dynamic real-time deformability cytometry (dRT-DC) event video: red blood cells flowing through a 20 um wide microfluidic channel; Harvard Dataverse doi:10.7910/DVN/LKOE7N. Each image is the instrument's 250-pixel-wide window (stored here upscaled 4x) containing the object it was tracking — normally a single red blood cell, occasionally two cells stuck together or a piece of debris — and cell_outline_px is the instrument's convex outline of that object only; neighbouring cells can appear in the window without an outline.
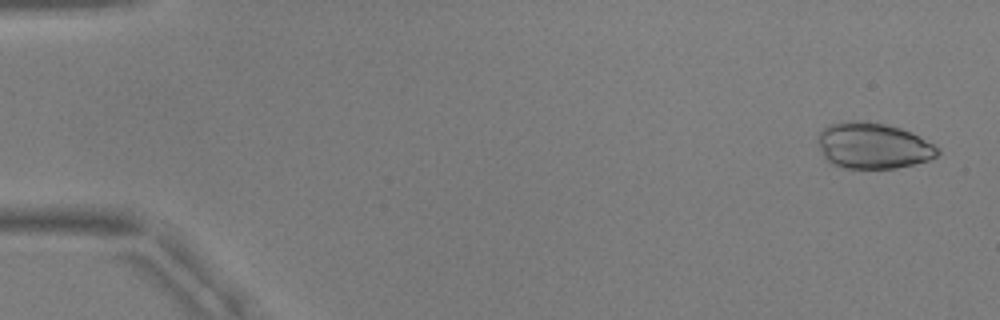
{"species": "common noctule bat (a hibernating species)", "species_latin": "Nyctalus noctula", "temperature_condition": "warm", "stored_images_in_passage": 50, "camera_frame_rate_fps": 3000, "um_per_image_px": 0.085, "animal": {"sex": "male", "body_mass_g": 17.9, "forearm_length_mm": 54.2}, "frame": {"image": 1, "passage_image": 2, "time_ms": 0.333, "image_size_px": [1000, 320], "cell_outline_px": [[940, 152], [936, 156], [928, 160], [896, 168], [844, 168], [832, 164], [824, 156], [820, 148], [816, 136], [828, 124], [852, 120], [860, 120], [884, 124], [900, 128], [912, 132], [920, 136], [940, 148]], "centroid_in_image_um": [74.21, 12.37], "position_along_channel_um": 10.8, "area_um2": 32.14}}
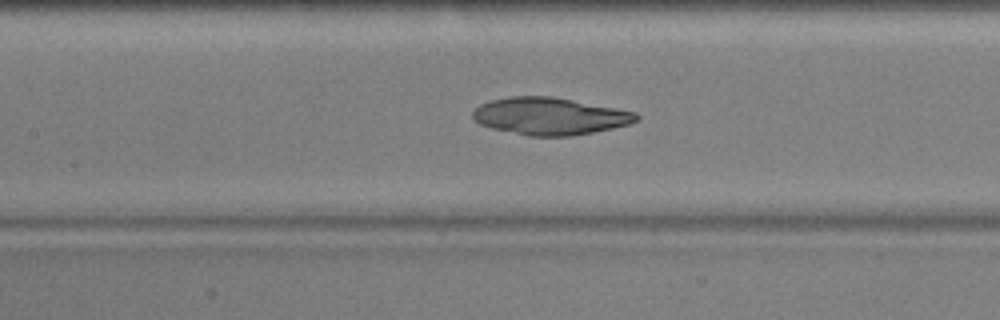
{"frame": {"image": 2, "passage_image": 25, "time_ms": 8.0, "image_size_px": [1000, 320], "cell_outline_px": [[640, 120], [628, 124], [612, 128], [572, 136], [528, 136], [492, 128], [480, 124], [472, 116], [472, 112], [480, 104], [492, 100], [508, 96], [552, 96], [616, 108], [636, 112], [640, 116]], "centroid_in_image_um": [46.74, 9.87], "position_along_channel_um": 160.7, "area_um2": 35.43}}
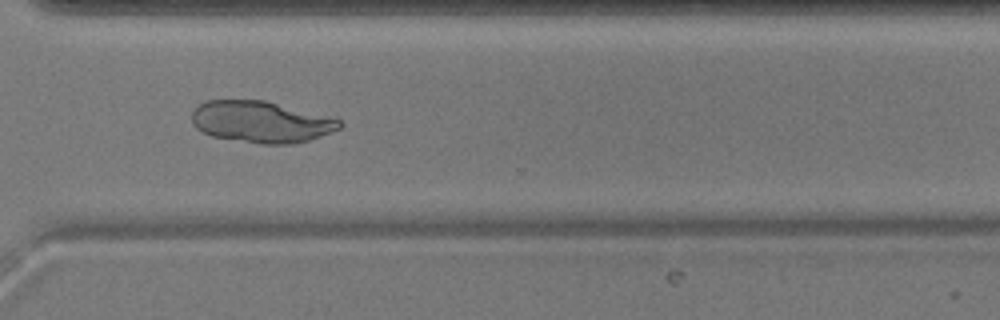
{"frame": {"image": 3, "passage_image": 40, "time_ms": 13.0, "image_size_px": [1000, 320], "cell_outline_px": [[344, 124], [340, 128], [320, 136], [308, 140], [292, 144], [260, 144], [212, 136], [200, 132], [192, 124], [192, 112], [204, 100], [264, 100], [340, 120]], "centroid_in_image_um": [22.13, 10.36], "position_along_channel_um": 348.5, "area_um2": 35.49}}